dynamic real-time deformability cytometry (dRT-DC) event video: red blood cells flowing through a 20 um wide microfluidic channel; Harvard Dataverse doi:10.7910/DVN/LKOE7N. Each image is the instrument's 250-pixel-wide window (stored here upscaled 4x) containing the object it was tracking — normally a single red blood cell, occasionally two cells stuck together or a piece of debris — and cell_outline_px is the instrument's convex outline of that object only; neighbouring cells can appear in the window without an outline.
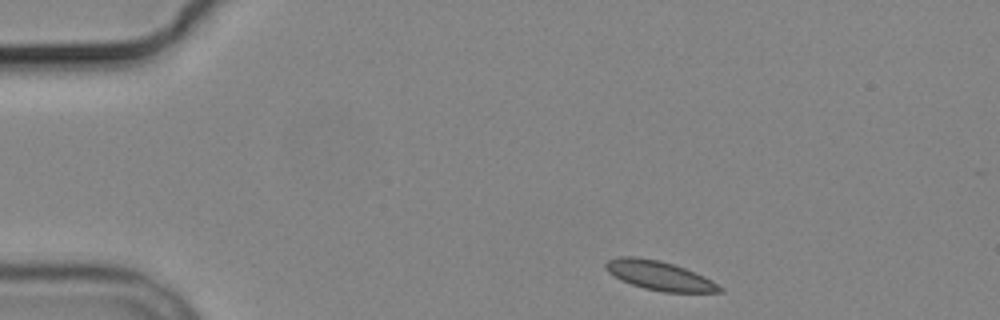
{"species": "common noctule bat (a hibernating species)", "species_latin": "Nyctalus noctula", "temperature_condition": "cold", "stored_images_in_passage": 3, "camera_frame_rate_fps": 3000, "um_per_image_px": 0.085, "animal": {"sex": "male", "body_mass_g": 19.2, "forearm_length_mm": 51.8}, "frame": {"image": 1, "passage_image": 1, "time_ms": 0.0, "image_size_px": [1000, 320], "cell_outline_px": [[724, 292], [664, 292], [644, 288], [620, 280], [608, 272], [604, 268], [604, 264], [608, 260], [620, 256], [636, 256], [660, 260], [684, 268], [704, 276], [712, 280], [724, 288]], "centroid_in_image_um": [56.04, 23.42], "position_along_channel_um": 29.0, "area_um2": 19.42}}